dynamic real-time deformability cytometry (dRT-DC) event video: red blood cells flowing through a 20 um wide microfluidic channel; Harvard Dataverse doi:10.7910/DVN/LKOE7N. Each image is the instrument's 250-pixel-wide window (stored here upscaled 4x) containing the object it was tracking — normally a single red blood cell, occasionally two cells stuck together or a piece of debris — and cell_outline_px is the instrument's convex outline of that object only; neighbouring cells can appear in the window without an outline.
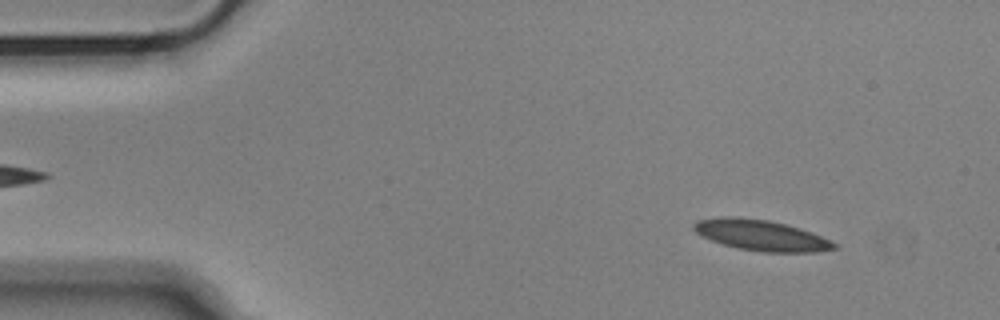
{"species": "Egyptian fruit bat (a non-hibernating species)", "species_latin": "Rousettus aegyptiacus", "temperature_condition": "cold", "stored_images_in_passage": 53, "camera_frame_rate_fps": 3000, "um_per_image_px": 0.085, "animal": {"sex": "male"}, "frame": {"image": 1, "passage_image": 5, "time_ms": 1.333, "image_size_px": [1000, 320], "cell_outline_px": [[836, 248], [816, 252], [764, 252], [736, 248], [700, 236], [692, 228], [692, 224], [696, 220], [720, 216], [732, 216], [768, 220], [800, 228], [812, 232], [836, 244]], "centroid_in_image_um": [64.63, 19.99], "position_along_channel_um": 20.4, "area_um2": 25.09}}
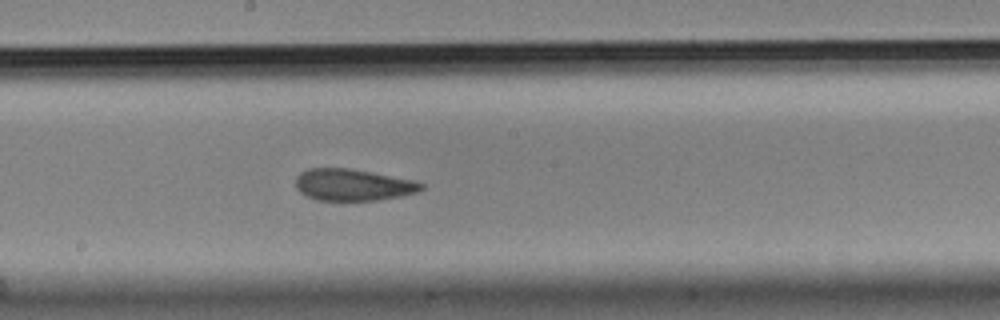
{"frame": {"image": 2, "passage_image": 28, "time_ms": 9.0, "image_size_px": [1000, 320], "cell_outline_px": [[424, 188], [416, 192], [404, 196], [376, 200], [316, 200], [300, 192], [296, 188], [296, 176], [300, 172], [308, 168], [352, 168], [416, 180], [424, 184]], "centroid_in_image_um": [30.02, 15.7], "position_along_channel_um": 218.2, "area_um2": 23.47}}
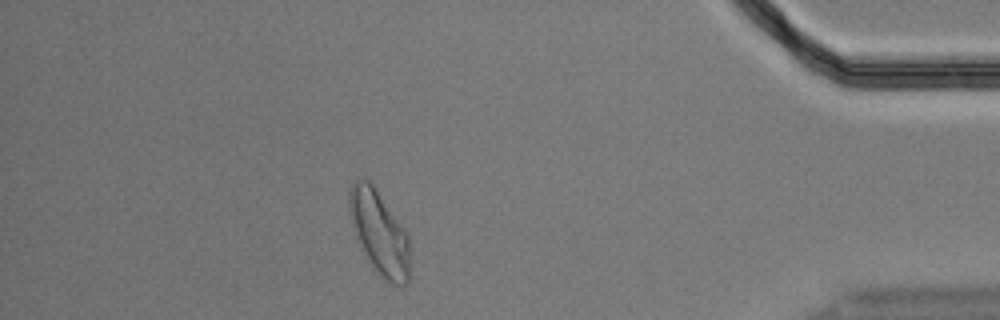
{"frame": {"image": 3, "passage_image": 47, "time_ms": 15.333, "image_size_px": [1000, 320], "cell_outline_px": [[408, 284], [392, 284], [384, 280], [372, 268], [356, 240], [348, 208], [348, 192], [352, 184], [360, 176], [364, 176], [372, 184], [400, 224], [408, 236]], "centroid_in_image_um": [32.18, 19.77], "position_along_channel_um": 403.0, "area_um2": 29.3}, "authors_computed_cell_mechanics": {"area_um2": 24.9118, "velocity_mm_per_s": 3.6238, "shape_relaxation_time_tau1_ms": null, "shape_relaxation_time_tau2_ms": 2.2957, "deformation_change_tau1": null, "deformation_change_tau2": 0.0872}}